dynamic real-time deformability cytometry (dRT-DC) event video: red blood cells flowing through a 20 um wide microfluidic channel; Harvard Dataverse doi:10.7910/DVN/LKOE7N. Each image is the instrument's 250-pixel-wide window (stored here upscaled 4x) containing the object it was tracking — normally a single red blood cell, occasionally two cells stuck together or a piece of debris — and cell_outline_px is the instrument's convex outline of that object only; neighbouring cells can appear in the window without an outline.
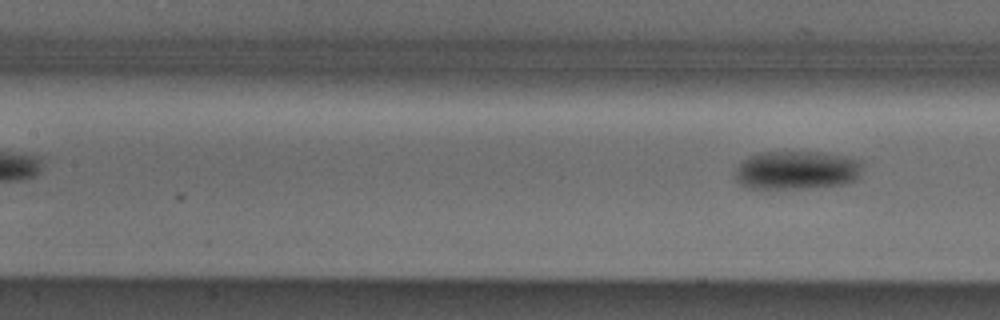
{"species": "Egyptian fruit bat (a non-hibernating species)", "species_latin": "Rousettus aegyptiacus", "temperature_condition": "cold", "stored_images_in_passage": 4, "camera_frame_rate_fps": 3000, "um_per_image_px": 0.085, "animal": {"sex": "male"}, "frame": {"image": 1, "passage_image": 4, "time_ms": 3.667, "image_size_px": [1000, 320], "cell_outline_px": [[864, 160], [856, 176], [852, 180], [844, 184], [796, 188], [752, 188], [740, 184], [736, 180], [736, 168], [748, 156], [760, 152], [824, 152]], "centroid_in_image_um": [67.7, 14.44], "position_along_channel_um": 139.7, "area_um2": 28.26}}